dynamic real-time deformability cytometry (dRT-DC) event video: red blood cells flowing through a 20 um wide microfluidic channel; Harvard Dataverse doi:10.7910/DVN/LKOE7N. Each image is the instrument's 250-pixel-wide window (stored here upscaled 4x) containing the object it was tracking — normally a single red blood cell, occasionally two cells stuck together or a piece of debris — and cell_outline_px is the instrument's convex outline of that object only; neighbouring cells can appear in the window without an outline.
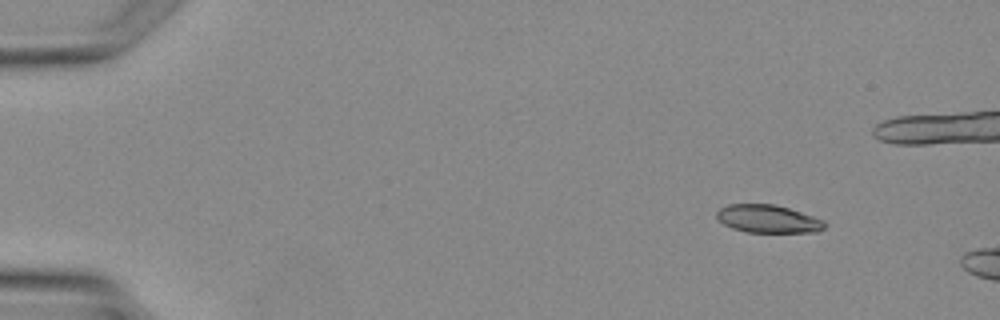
{"species": "Egyptian fruit bat (a non-hibernating species)", "species_latin": "Rousettus aegyptiacus", "temperature_condition": "warm", "stored_images_in_passage": 2, "camera_frame_rate_fps": 3000, "um_per_image_px": 0.085, "animal": {"sex": "female"}, "frame": {"image": 1, "passage_image": 1, "time_ms": 0.0, "image_size_px": [1000, 320], "cell_outline_px": [[828, 224], [824, 228], [816, 232], [748, 232], [732, 228], [724, 224], [716, 216], [716, 212], [720, 208], [728, 204], [772, 204], [788, 208], [824, 220]], "centroid_in_image_um": [65.29, 18.6], "position_along_channel_um": 19.7, "area_um2": 17.46}}